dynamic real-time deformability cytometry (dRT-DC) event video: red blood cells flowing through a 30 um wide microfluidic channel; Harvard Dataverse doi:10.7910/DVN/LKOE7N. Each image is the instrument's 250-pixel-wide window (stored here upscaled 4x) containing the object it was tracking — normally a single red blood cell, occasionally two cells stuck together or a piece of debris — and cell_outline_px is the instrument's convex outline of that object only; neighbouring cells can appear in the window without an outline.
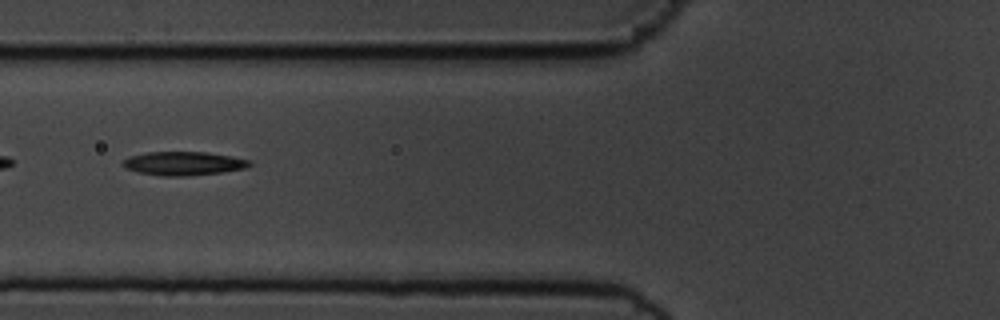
{"species": "common noctule bat (a hibernating species)", "species_latin": "Nyctalus noctula", "temperature_condition": "cold", "stored_images_in_passage": 38, "camera_frame_rate_fps": 3000, "um_per_image_px": 0.085, "animal": {"sex": "male", "body_mass_g": 19.5, "forearm_length_mm": 54.6}, "frame": {"image": 1, "passage_image": 4, "time_ms": 1.0, "image_size_px": [1000, 320], "cell_outline_px": [[252, 164], [248, 168], [224, 172], [184, 176], [164, 176], [140, 172], [128, 168], [120, 164], [124, 160], [132, 156], [148, 152], [208, 152], [232, 156], [252, 160]], "centroid_in_image_um": [15.7, 13.89], "position_along_channel_um": 110.1, "area_um2": 17.46}}
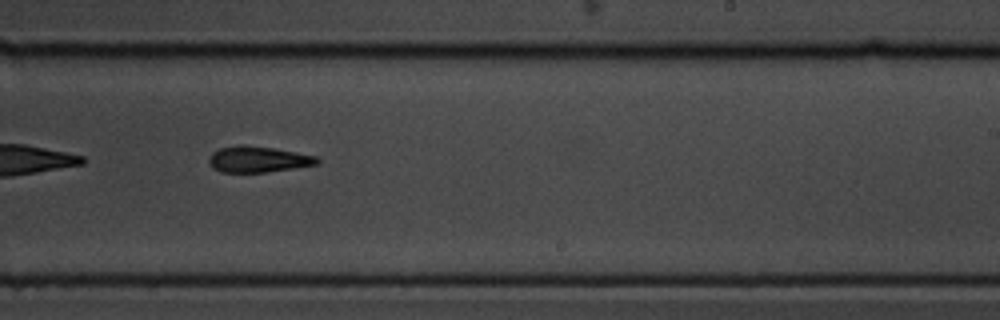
{"frame": {"image": 2, "passage_image": 17, "time_ms": 5.333, "image_size_px": [1000, 320], "cell_outline_px": [[320, 164], [264, 172], [220, 172], [212, 168], [208, 164], [208, 160], [212, 152], [220, 148], [236, 144], [244, 144], [272, 148], [296, 152], [316, 156], [320, 160]], "centroid_in_image_um": [21.9, 13.53], "position_along_channel_um": 267.1, "area_um2": 16.53}}
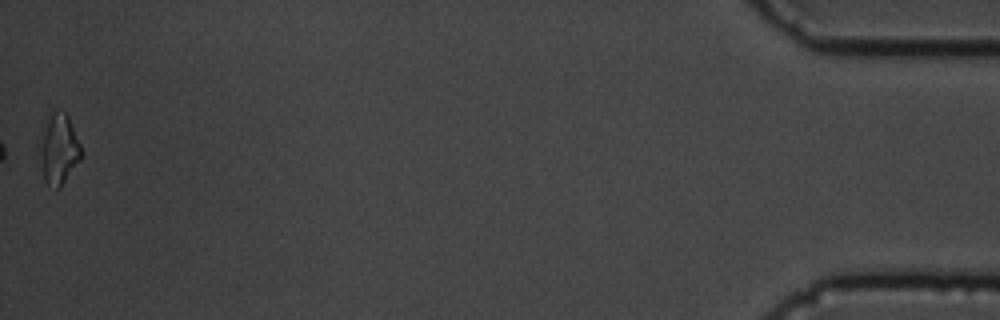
{"frame": {"image": 3, "passage_image": 38, "time_ms": 12.333, "image_size_px": [1000, 320], "cell_outline_px": [[80, 160], [60, 188], [56, 188], [48, 184], [44, 180], [36, 152], [48, 120], [52, 112], [64, 112], [68, 116], [80, 144]], "centroid_in_image_um": [4.96, 12.74], "position_along_channel_um": 430.2, "area_um2": 16.76}}